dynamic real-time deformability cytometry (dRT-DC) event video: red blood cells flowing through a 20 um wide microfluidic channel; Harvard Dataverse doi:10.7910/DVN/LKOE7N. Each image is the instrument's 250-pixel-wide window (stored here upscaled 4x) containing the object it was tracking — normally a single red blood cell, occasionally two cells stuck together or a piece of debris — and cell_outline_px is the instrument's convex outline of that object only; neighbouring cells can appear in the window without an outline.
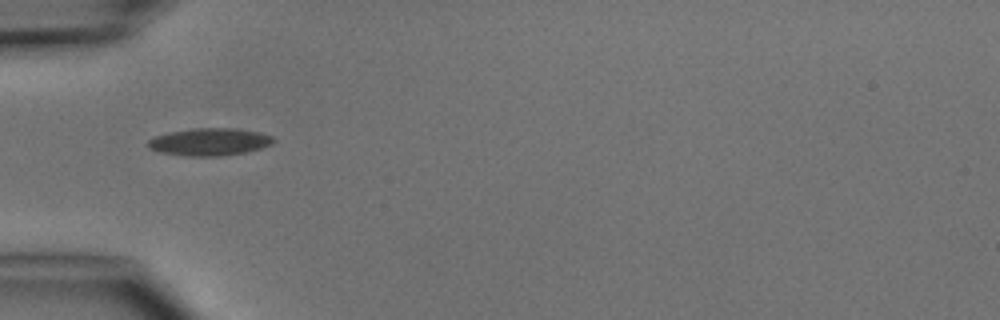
{"species": "common noctule bat (a hibernating species)", "species_latin": "Nyctalus noctula", "temperature_condition": "cold", "stored_images_in_passage": 3, "camera_frame_rate_fps": 3000, "um_per_image_px": 0.085, "animal": {"sex": "male", "body_mass_g": 15.6}, "frame": {"image": 1, "passage_image": 2, "time_ms": 1.333, "image_size_px": [1000, 320], "cell_outline_px": [[276, 140], [272, 144], [260, 148], [244, 152], [220, 156], [184, 156], [160, 152], [148, 148], [148, 140], [156, 136], [168, 132], [192, 128], [236, 128], [260, 132], [272, 136]], "centroid_in_image_um": [17.81, 12.05], "position_along_channel_um": 67.2, "area_um2": 20.11}}